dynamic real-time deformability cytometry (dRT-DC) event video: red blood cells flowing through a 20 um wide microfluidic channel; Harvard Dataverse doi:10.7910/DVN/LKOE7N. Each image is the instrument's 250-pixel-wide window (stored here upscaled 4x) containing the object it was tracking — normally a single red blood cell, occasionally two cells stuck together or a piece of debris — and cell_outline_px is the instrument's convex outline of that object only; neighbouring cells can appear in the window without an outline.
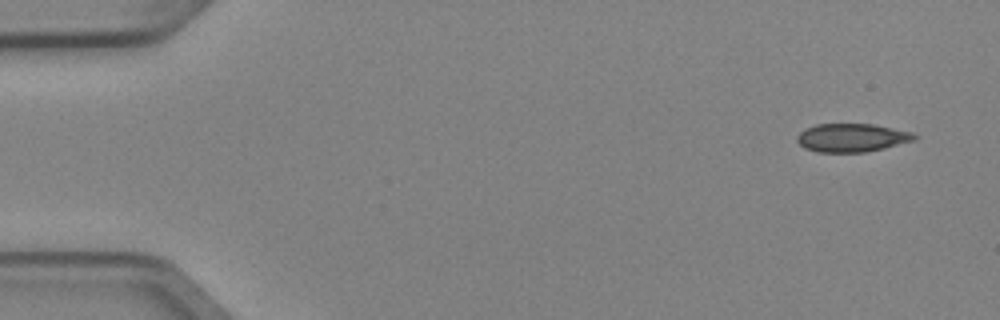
{"species": "Egyptian fruit bat (a non-hibernating species)", "species_latin": "Rousettus aegyptiacus", "temperature_condition": "cold", "stored_images_in_passage": 4, "camera_frame_rate_fps": 3000, "um_per_image_px": 0.085, "animal": {"sex": "female"}, "frame": {"image": 1, "passage_image": 1, "time_ms": 0.0, "image_size_px": [1000, 320], "cell_outline_px": [[920, 136], [916, 140], [884, 148], [864, 152], [816, 152], [804, 148], [796, 140], [796, 136], [800, 132], [816, 124], [872, 124], [912, 132]], "centroid_in_image_um": [72.42, 11.71], "position_along_channel_um": 12.6, "area_um2": 19.42}}